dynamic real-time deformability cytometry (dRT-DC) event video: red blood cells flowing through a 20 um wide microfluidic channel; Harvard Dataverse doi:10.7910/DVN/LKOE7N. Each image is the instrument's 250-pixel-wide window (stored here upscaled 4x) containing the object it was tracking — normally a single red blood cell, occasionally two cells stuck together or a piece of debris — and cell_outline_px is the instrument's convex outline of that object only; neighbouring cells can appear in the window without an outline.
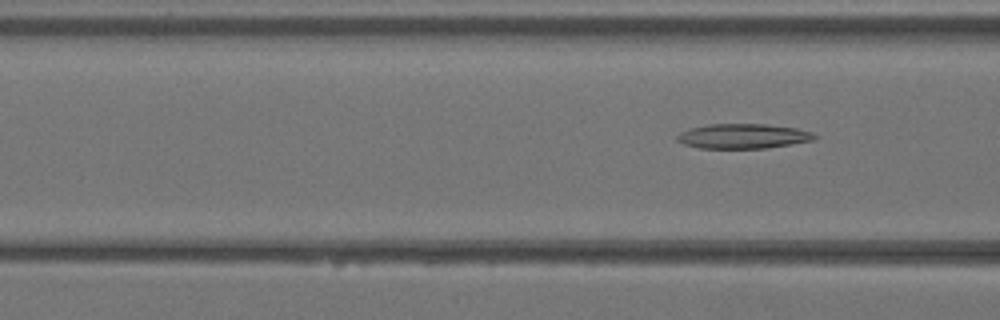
{"species": "Egyptian fruit bat (a non-hibernating species)", "species_latin": "Rousettus aegyptiacus", "temperature_condition": "warm", "stored_images_in_passage": 5, "camera_frame_rate_fps": 3000, "um_per_image_px": 0.085, "animal": {"sex": "female"}, "frame": {"image": 1, "passage_image": 5, "time_ms": 1.333, "image_size_px": [1000, 320], "cell_outline_px": [[820, 136], [812, 140], [768, 148], [700, 148], [684, 144], [676, 140], [676, 136], [680, 132], [688, 128], [708, 124], [768, 124], [796, 128], [812, 132]], "centroid_in_image_um": [63.15, 11.57], "position_along_channel_um": 103.5, "area_um2": 19.94}}